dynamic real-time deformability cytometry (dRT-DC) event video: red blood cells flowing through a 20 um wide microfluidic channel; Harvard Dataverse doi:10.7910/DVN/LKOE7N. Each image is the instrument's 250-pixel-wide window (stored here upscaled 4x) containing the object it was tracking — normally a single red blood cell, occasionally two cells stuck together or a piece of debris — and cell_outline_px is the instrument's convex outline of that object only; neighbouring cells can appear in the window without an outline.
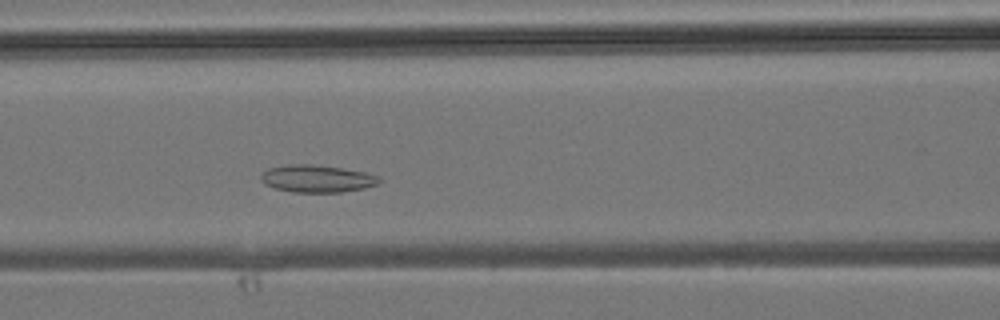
{"species": "common noctule bat (a hibernating species)", "species_latin": "Nyctalus noctula", "temperature_condition": "room temperature", "stored_images_in_passage": 40, "segment_of_instrument_passage": [1, 2], "camera_frame_rate_fps": 3000, "um_per_image_px": 0.085, "animal": {"sex": "male", "body_mass_g": 19.2, "forearm_length_mm": 51.8}, "frame": {"image": 1, "passage_image": 14, "time_ms": 4.333, "image_size_px": [1000, 320], "cell_outline_px": [[380, 180], [376, 184], [364, 188], [340, 192], [292, 192], [276, 188], [264, 184], [260, 180], [260, 176], [268, 168], [288, 164], [312, 164], [368, 172], [380, 176]], "centroid_in_image_um": [26.93, 15.18], "position_along_channel_um": 139.7, "area_um2": 18.84}}
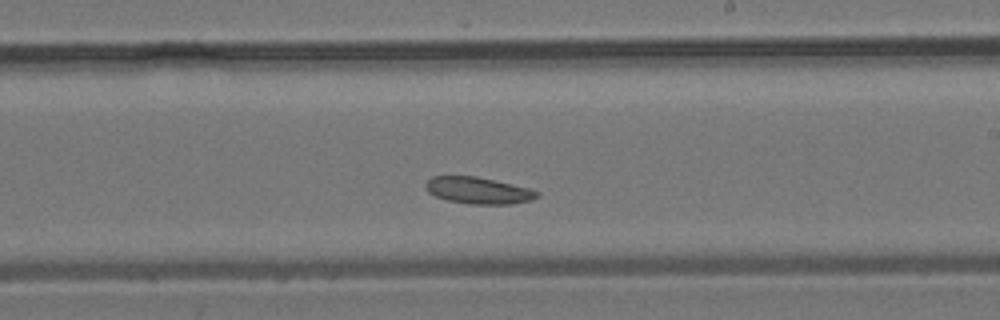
{"frame": {"image": 2, "passage_image": 21, "time_ms": 6.667, "image_size_px": [1000, 320], "cell_outline_px": [[540, 196], [532, 200], [512, 204], [468, 204], [448, 200], [436, 196], [428, 192], [424, 188], [424, 184], [432, 176], [476, 176], [528, 188], [540, 192]], "centroid_in_image_um": [40.65, 16.19], "position_along_channel_um": 248.4, "area_um2": 17.34}}
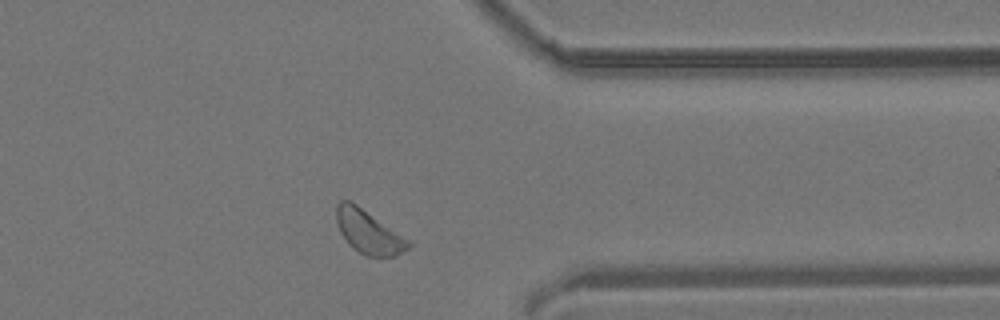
{"frame": {"image": 3, "passage_image": 30, "time_ms": 9.667, "image_size_px": [1000, 320], "cell_outline_px": [[412, 244], [408, 248], [396, 256], [368, 256], [352, 248], [348, 244], [340, 232], [336, 220], [336, 204], [340, 200], [348, 200], [356, 204], [412, 240]], "centroid_in_image_um": [31.35, 19.7], "position_along_channel_um": 380.1, "area_um2": 18.38}}